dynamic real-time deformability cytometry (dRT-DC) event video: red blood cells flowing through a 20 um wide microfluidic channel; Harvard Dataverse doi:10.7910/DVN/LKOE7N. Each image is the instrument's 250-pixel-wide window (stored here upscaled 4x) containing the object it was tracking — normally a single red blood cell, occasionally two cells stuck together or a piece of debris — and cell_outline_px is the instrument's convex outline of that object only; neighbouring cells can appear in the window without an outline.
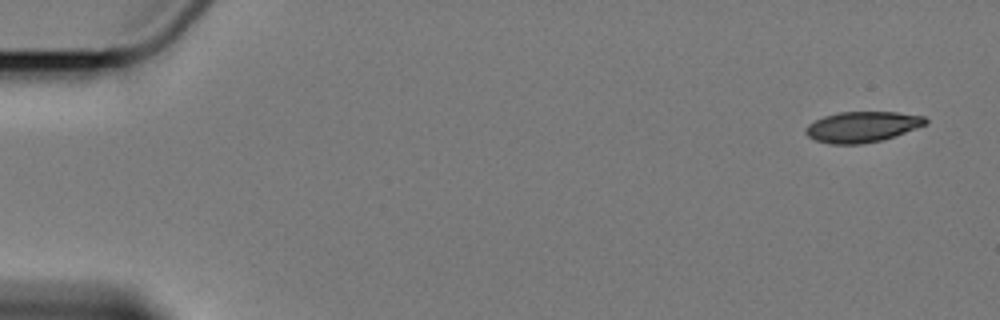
{"species": "Egyptian fruit bat (a non-hibernating species)", "species_latin": "Rousettus aegyptiacus", "temperature_condition": "cold", "stored_images_in_passage": 6, "segment_of_instrument_passage": [2, 2], "camera_frame_rate_fps": 3000, "um_per_image_px": 0.085, "animal": {"sex": "female"}, "frame": {"image": 1, "passage_image": 6, "time_ms": 7.0, "image_size_px": [1000, 320], "cell_outline_px": [[928, 124], [880, 140], [860, 144], [832, 144], [816, 140], [808, 136], [804, 132], [804, 128], [808, 124], [824, 116], [840, 112], [896, 112], [924, 116], [928, 120]], "centroid_in_image_um": [73.27, 10.77], "position_along_channel_um": 11.7, "area_um2": 21.21}}